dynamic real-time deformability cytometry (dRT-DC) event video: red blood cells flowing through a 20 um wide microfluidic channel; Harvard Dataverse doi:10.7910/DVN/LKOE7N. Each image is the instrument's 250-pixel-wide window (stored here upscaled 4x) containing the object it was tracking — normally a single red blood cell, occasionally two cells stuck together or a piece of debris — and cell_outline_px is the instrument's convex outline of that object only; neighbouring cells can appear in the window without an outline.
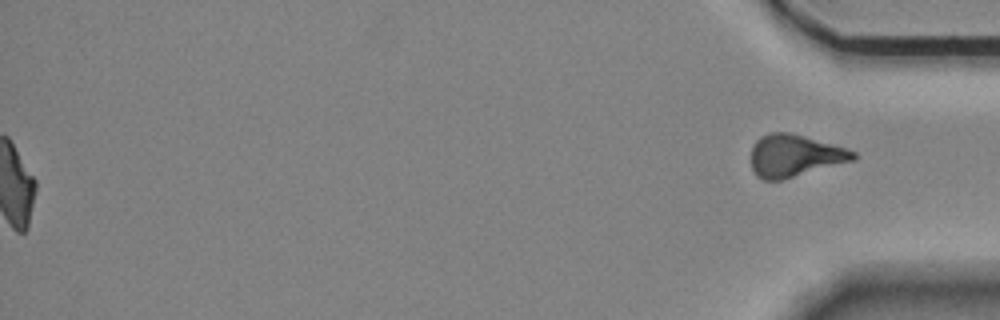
{"species": "Egyptian fruit bat (a non-hibernating species)", "species_latin": "Rousettus aegyptiacus", "temperature_condition": "room temperature", "stored_images_in_passage": 58, "segment_of_instrument_passage": [2, 2], "camera_frame_rate_fps": 3000, "um_per_image_px": 0.085, "animal": {"sex": "female"}, "frame": {"image": 1, "passage_image": 58, "time_ms": 19.0, "image_size_px": [1000, 320], "cell_outline_px": [[856, 160], [784, 180], [764, 180], [756, 176], [752, 168], [752, 144], [760, 136], [768, 132], [788, 132], [804, 136], [848, 148], [856, 152]], "centroid_in_image_um": [67.56, 13.24], "position_along_channel_um": 367.6, "area_um2": 25.49}}